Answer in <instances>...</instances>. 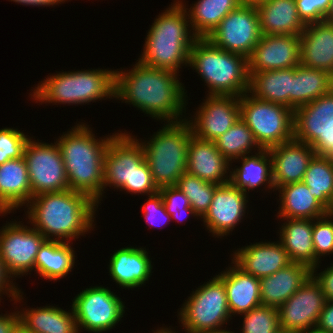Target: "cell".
<instances>
[{
    "label": "cell",
    "mask_w": 333,
    "mask_h": 333,
    "mask_svg": "<svg viewBox=\"0 0 333 333\" xmlns=\"http://www.w3.org/2000/svg\"><path fill=\"white\" fill-rule=\"evenodd\" d=\"M137 61L129 70H116L115 100L133 105L164 123L186 120L188 96L179 81L181 75Z\"/></svg>",
    "instance_id": "1"
},
{
    "label": "cell",
    "mask_w": 333,
    "mask_h": 333,
    "mask_svg": "<svg viewBox=\"0 0 333 333\" xmlns=\"http://www.w3.org/2000/svg\"><path fill=\"white\" fill-rule=\"evenodd\" d=\"M97 208L89 195L68 189L33 196L25 206V215L27 224L47 240L72 243L95 228Z\"/></svg>",
    "instance_id": "2"
},
{
    "label": "cell",
    "mask_w": 333,
    "mask_h": 333,
    "mask_svg": "<svg viewBox=\"0 0 333 333\" xmlns=\"http://www.w3.org/2000/svg\"><path fill=\"white\" fill-rule=\"evenodd\" d=\"M116 134L114 132L97 138L89 125L79 122L56 139L62 153L69 189L89 195L98 205L104 197L106 149Z\"/></svg>",
    "instance_id": "3"
},
{
    "label": "cell",
    "mask_w": 333,
    "mask_h": 333,
    "mask_svg": "<svg viewBox=\"0 0 333 333\" xmlns=\"http://www.w3.org/2000/svg\"><path fill=\"white\" fill-rule=\"evenodd\" d=\"M146 36L138 58L141 63L176 74L183 66H189L190 50L198 37L179 0L157 15Z\"/></svg>",
    "instance_id": "4"
},
{
    "label": "cell",
    "mask_w": 333,
    "mask_h": 333,
    "mask_svg": "<svg viewBox=\"0 0 333 333\" xmlns=\"http://www.w3.org/2000/svg\"><path fill=\"white\" fill-rule=\"evenodd\" d=\"M116 70L88 69L62 71L47 76L34 86L32 101L42 104L84 105L100 100L114 99Z\"/></svg>",
    "instance_id": "5"
},
{
    "label": "cell",
    "mask_w": 333,
    "mask_h": 333,
    "mask_svg": "<svg viewBox=\"0 0 333 333\" xmlns=\"http://www.w3.org/2000/svg\"><path fill=\"white\" fill-rule=\"evenodd\" d=\"M199 74L209 89L207 95L240 97L248 92L247 58L228 52L198 38L190 50L189 66Z\"/></svg>",
    "instance_id": "6"
},
{
    "label": "cell",
    "mask_w": 333,
    "mask_h": 333,
    "mask_svg": "<svg viewBox=\"0 0 333 333\" xmlns=\"http://www.w3.org/2000/svg\"><path fill=\"white\" fill-rule=\"evenodd\" d=\"M123 132H117L106 149L103 195L108 186L134 195L148 196L158 192L137 136L126 130Z\"/></svg>",
    "instance_id": "7"
},
{
    "label": "cell",
    "mask_w": 333,
    "mask_h": 333,
    "mask_svg": "<svg viewBox=\"0 0 333 333\" xmlns=\"http://www.w3.org/2000/svg\"><path fill=\"white\" fill-rule=\"evenodd\" d=\"M193 136L190 124L184 120L164 123L149 140L137 139L143 147L145 159L158 189L177 186L187 170L188 145Z\"/></svg>",
    "instance_id": "8"
},
{
    "label": "cell",
    "mask_w": 333,
    "mask_h": 333,
    "mask_svg": "<svg viewBox=\"0 0 333 333\" xmlns=\"http://www.w3.org/2000/svg\"><path fill=\"white\" fill-rule=\"evenodd\" d=\"M178 320L185 333H209L226 330L232 319L223 280L216 274L198 286L178 309Z\"/></svg>",
    "instance_id": "9"
},
{
    "label": "cell",
    "mask_w": 333,
    "mask_h": 333,
    "mask_svg": "<svg viewBox=\"0 0 333 333\" xmlns=\"http://www.w3.org/2000/svg\"><path fill=\"white\" fill-rule=\"evenodd\" d=\"M240 118L253 132L262 149L294 138V111L284 105L262 101L248 92L239 97Z\"/></svg>",
    "instance_id": "10"
},
{
    "label": "cell",
    "mask_w": 333,
    "mask_h": 333,
    "mask_svg": "<svg viewBox=\"0 0 333 333\" xmlns=\"http://www.w3.org/2000/svg\"><path fill=\"white\" fill-rule=\"evenodd\" d=\"M72 308L79 333H103L115 328L125 314V304L109 287L89 286L73 300Z\"/></svg>",
    "instance_id": "11"
},
{
    "label": "cell",
    "mask_w": 333,
    "mask_h": 333,
    "mask_svg": "<svg viewBox=\"0 0 333 333\" xmlns=\"http://www.w3.org/2000/svg\"><path fill=\"white\" fill-rule=\"evenodd\" d=\"M29 174L32 197L69 189L61 150L57 144L37 142L30 137L23 155Z\"/></svg>",
    "instance_id": "12"
},
{
    "label": "cell",
    "mask_w": 333,
    "mask_h": 333,
    "mask_svg": "<svg viewBox=\"0 0 333 333\" xmlns=\"http://www.w3.org/2000/svg\"><path fill=\"white\" fill-rule=\"evenodd\" d=\"M7 222L0 227V258L15 280L34 271L37 253L47 239L22 221Z\"/></svg>",
    "instance_id": "13"
},
{
    "label": "cell",
    "mask_w": 333,
    "mask_h": 333,
    "mask_svg": "<svg viewBox=\"0 0 333 333\" xmlns=\"http://www.w3.org/2000/svg\"><path fill=\"white\" fill-rule=\"evenodd\" d=\"M261 36L257 7L243 3L230 11L207 39L220 49L248 58Z\"/></svg>",
    "instance_id": "14"
},
{
    "label": "cell",
    "mask_w": 333,
    "mask_h": 333,
    "mask_svg": "<svg viewBox=\"0 0 333 333\" xmlns=\"http://www.w3.org/2000/svg\"><path fill=\"white\" fill-rule=\"evenodd\" d=\"M326 298L318 281L311 274L301 287L278 307L283 333H298L317 326Z\"/></svg>",
    "instance_id": "15"
},
{
    "label": "cell",
    "mask_w": 333,
    "mask_h": 333,
    "mask_svg": "<svg viewBox=\"0 0 333 333\" xmlns=\"http://www.w3.org/2000/svg\"><path fill=\"white\" fill-rule=\"evenodd\" d=\"M206 96L196 113L187 117L186 121L190 124L195 137L214 141L240 118L239 97Z\"/></svg>",
    "instance_id": "16"
},
{
    "label": "cell",
    "mask_w": 333,
    "mask_h": 333,
    "mask_svg": "<svg viewBox=\"0 0 333 333\" xmlns=\"http://www.w3.org/2000/svg\"><path fill=\"white\" fill-rule=\"evenodd\" d=\"M249 195L243 190L234 187L230 182L219 185L215 189L213 200L208 211L201 218L203 226L212 237H226L234 228L244 220L245 213L248 215L247 203Z\"/></svg>",
    "instance_id": "17"
},
{
    "label": "cell",
    "mask_w": 333,
    "mask_h": 333,
    "mask_svg": "<svg viewBox=\"0 0 333 333\" xmlns=\"http://www.w3.org/2000/svg\"><path fill=\"white\" fill-rule=\"evenodd\" d=\"M247 62L248 72L296 67L300 64V36L262 34Z\"/></svg>",
    "instance_id": "18"
},
{
    "label": "cell",
    "mask_w": 333,
    "mask_h": 333,
    "mask_svg": "<svg viewBox=\"0 0 333 333\" xmlns=\"http://www.w3.org/2000/svg\"><path fill=\"white\" fill-rule=\"evenodd\" d=\"M272 159V181L275 189L303 181L310 161L316 155L304 142L292 139L268 149Z\"/></svg>",
    "instance_id": "19"
},
{
    "label": "cell",
    "mask_w": 333,
    "mask_h": 333,
    "mask_svg": "<svg viewBox=\"0 0 333 333\" xmlns=\"http://www.w3.org/2000/svg\"><path fill=\"white\" fill-rule=\"evenodd\" d=\"M232 252L231 260L245 273L256 278L270 276L292 263L279 240L250 243Z\"/></svg>",
    "instance_id": "20"
},
{
    "label": "cell",
    "mask_w": 333,
    "mask_h": 333,
    "mask_svg": "<svg viewBox=\"0 0 333 333\" xmlns=\"http://www.w3.org/2000/svg\"><path fill=\"white\" fill-rule=\"evenodd\" d=\"M108 263L107 269L113 282L125 290L145 286L153 273L152 261L145 247L127 246L118 249Z\"/></svg>",
    "instance_id": "21"
},
{
    "label": "cell",
    "mask_w": 333,
    "mask_h": 333,
    "mask_svg": "<svg viewBox=\"0 0 333 333\" xmlns=\"http://www.w3.org/2000/svg\"><path fill=\"white\" fill-rule=\"evenodd\" d=\"M294 139L310 146L333 130V89L294 110Z\"/></svg>",
    "instance_id": "22"
},
{
    "label": "cell",
    "mask_w": 333,
    "mask_h": 333,
    "mask_svg": "<svg viewBox=\"0 0 333 333\" xmlns=\"http://www.w3.org/2000/svg\"><path fill=\"white\" fill-rule=\"evenodd\" d=\"M230 162L219 152L214 141L194 135L188 145L187 172L201 180L224 185L230 182Z\"/></svg>",
    "instance_id": "23"
},
{
    "label": "cell",
    "mask_w": 333,
    "mask_h": 333,
    "mask_svg": "<svg viewBox=\"0 0 333 333\" xmlns=\"http://www.w3.org/2000/svg\"><path fill=\"white\" fill-rule=\"evenodd\" d=\"M300 64L333 75V23L306 24L300 35Z\"/></svg>",
    "instance_id": "24"
},
{
    "label": "cell",
    "mask_w": 333,
    "mask_h": 333,
    "mask_svg": "<svg viewBox=\"0 0 333 333\" xmlns=\"http://www.w3.org/2000/svg\"><path fill=\"white\" fill-rule=\"evenodd\" d=\"M32 198L29 174L24 157L0 164V216L20 210Z\"/></svg>",
    "instance_id": "25"
},
{
    "label": "cell",
    "mask_w": 333,
    "mask_h": 333,
    "mask_svg": "<svg viewBox=\"0 0 333 333\" xmlns=\"http://www.w3.org/2000/svg\"><path fill=\"white\" fill-rule=\"evenodd\" d=\"M218 276L223 280L231 316L249 312L262 304L259 278L245 273L233 261Z\"/></svg>",
    "instance_id": "26"
},
{
    "label": "cell",
    "mask_w": 333,
    "mask_h": 333,
    "mask_svg": "<svg viewBox=\"0 0 333 333\" xmlns=\"http://www.w3.org/2000/svg\"><path fill=\"white\" fill-rule=\"evenodd\" d=\"M255 6L263 35L302 34L305 24L298 16L295 0H262Z\"/></svg>",
    "instance_id": "27"
},
{
    "label": "cell",
    "mask_w": 333,
    "mask_h": 333,
    "mask_svg": "<svg viewBox=\"0 0 333 333\" xmlns=\"http://www.w3.org/2000/svg\"><path fill=\"white\" fill-rule=\"evenodd\" d=\"M311 274L307 265L292 262L270 276L259 278L262 305L280 307Z\"/></svg>",
    "instance_id": "28"
},
{
    "label": "cell",
    "mask_w": 333,
    "mask_h": 333,
    "mask_svg": "<svg viewBox=\"0 0 333 333\" xmlns=\"http://www.w3.org/2000/svg\"><path fill=\"white\" fill-rule=\"evenodd\" d=\"M254 154H248L233 161L241 164L230 168L232 169L229 174L230 183L247 195L250 190H258L264 185L263 189L268 188L269 192L271 190L276 192L272 181V159L268 149H261Z\"/></svg>",
    "instance_id": "29"
},
{
    "label": "cell",
    "mask_w": 333,
    "mask_h": 333,
    "mask_svg": "<svg viewBox=\"0 0 333 333\" xmlns=\"http://www.w3.org/2000/svg\"><path fill=\"white\" fill-rule=\"evenodd\" d=\"M276 191L280 201L277 218L314 220L329 213L302 181L283 185Z\"/></svg>",
    "instance_id": "30"
},
{
    "label": "cell",
    "mask_w": 333,
    "mask_h": 333,
    "mask_svg": "<svg viewBox=\"0 0 333 333\" xmlns=\"http://www.w3.org/2000/svg\"><path fill=\"white\" fill-rule=\"evenodd\" d=\"M248 93L262 101L292 109V76L294 67L262 72H248Z\"/></svg>",
    "instance_id": "31"
},
{
    "label": "cell",
    "mask_w": 333,
    "mask_h": 333,
    "mask_svg": "<svg viewBox=\"0 0 333 333\" xmlns=\"http://www.w3.org/2000/svg\"><path fill=\"white\" fill-rule=\"evenodd\" d=\"M284 221L279 228V241L290 260L315 267V251L312 241V220L280 218ZM286 220V221H285Z\"/></svg>",
    "instance_id": "32"
},
{
    "label": "cell",
    "mask_w": 333,
    "mask_h": 333,
    "mask_svg": "<svg viewBox=\"0 0 333 333\" xmlns=\"http://www.w3.org/2000/svg\"><path fill=\"white\" fill-rule=\"evenodd\" d=\"M64 310L57 306L21 308L20 322L32 333H79L72 306Z\"/></svg>",
    "instance_id": "33"
},
{
    "label": "cell",
    "mask_w": 333,
    "mask_h": 333,
    "mask_svg": "<svg viewBox=\"0 0 333 333\" xmlns=\"http://www.w3.org/2000/svg\"><path fill=\"white\" fill-rule=\"evenodd\" d=\"M70 242L46 240L39 249L34 272L44 280L56 281L68 276L74 268L75 251Z\"/></svg>",
    "instance_id": "34"
},
{
    "label": "cell",
    "mask_w": 333,
    "mask_h": 333,
    "mask_svg": "<svg viewBox=\"0 0 333 333\" xmlns=\"http://www.w3.org/2000/svg\"><path fill=\"white\" fill-rule=\"evenodd\" d=\"M179 2L185 7L191 28L198 38H207L230 11L243 4L241 0H197L188 8L185 1Z\"/></svg>",
    "instance_id": "35"
},
{
    "label": "cell",
    "mask_w": 333,
    "mask_h": 333,
    "mask_svg": "<svg viewBox=\"0 0 333 333\" xmlns=\"http://www.w3.org/2000/svg\"><path fill=\"white\" fill-rule=\"evenodd\" d=\"M333 89V75L299 64L292 76V110L306 105Z\"/></svg>",
    "instance_id": "36"
},
{
    "label": "cell",
    "mask_w": 333,
    "mask_h": 333,
    "mask_svg": "<svg viewBox=\"0 0 333 333\" xmlns=\"http://www.w3.org/2000/svg\"><path fill=\"white\" fill-rule=\"evenodd\" d=\"M214 143L219 152L230 162V167L235 159L262 149L256 142L253 132L241 118L214 140Z\"/></svg>",
    "instance_id": "37"
},
{
    "label": "cell",
    "mask_w": 333,
    "mask_h": 333,
    "mask_svg": "<svg viewBox=\"0 0 333 333\" xmlns=\"http://www.w3.org/2000/svg\"><path fill=\"white\" fill-rule=\"evenodd\" d=\"M316 200L331 213L333 199V158L314 156L304 174L303 181Z\"/></svg>",
    "instance_id": "38"
},
{
    "label": "cell",
    "mask_w": 333,
    "mask_h": 333,
    "mask_svg": "<svg viewBox=\"0 0 333 333\" xmlns=\"http://www.w3.org/2000/svg\"><path fill=\"white\" fill-rule=\"evenodd\" d=\"M219 185L201 180L187 171L179 178L177 187L189 199L193 210L202 218L213 200L215 189Z\"/></svg>",
    "instance_id": "39"
},
{
    "label": "cell",
    "mask_w": 333,
    "mask_h": 333,
    "mask_svg": "<svg viewBox=\"0 0 333 333\" xmlns=\"http://www.w3.org/2000/svg\"><path fill=\"white\" fill-rule=\"evenodd\" d=\"M240 316L243 317L240 333H282L276 307L261 304Z\"/></svg>",
    "instance_id": "40"
},
{
    "label": "cell",
    "mask_w": 333,
    "mask_h": 333,
    "mask_svg": "<svg viewBox=\"0 0 333 333\" xmlns=\"http://www.w3.org/2000/svg\"><path fill=\"white\" fill-rule=\"evenodd\" d=\"M312 241L315 251V267L319 269L322 257L333 254V216L327 215L312 220Z\"/></svg>",
    "instance_id": "41"
},
{
    "label": "cell",
    "mask_w": 333,
    "mask_h": 333,
    "mask_svg": "<svg viewBox=\"0 0 333 333\" xmlns=\"http://www.w3.org/2000/svg\"><path fill=\"white\" fill-rule=\"evenodd\" d=\"M159 192L171 220L183 222V217L186 219L190 216H196L195 218L199 219V215L191 207L189 199L177 186L162 187Z\"/></svg>",
    "instance_id": "42"
},
{
    "label": "cell",
    "mask_w": 333,
    "mask_h": 333,
    "mask_svg": "<svg viewBox=\"0 0 333 333\" xmlns=\"http://www.w3.org/2000/svg\"><path fill=\"white\" fill-rule=\"evenodd\" d=\"M25 134L14 127L0 129V164L23 157L26 143L30 139L29 135Z\"/></svg>",
    "instance_id": "43"
},
{
    "label": "cell",
    "mask_w": 333,
    "mask_h": 333,
    "mask_svg": "<svg viewBox=\"0 0 333 333\" xmlns=\"http://www.w3.org/2000/svg\"><path fill=\"white\" fill-rule=\"evenodd\" d=\"M144 218L149 227H162L168 222H171V216L166 211L165 204L161 193L158 191L154 194L148 195L146 202L141 206ZM162 226V227H161Z\"/></svg>",
    "instance_id": "44"
},
{
    "label": "cell",
    "mask_w": 333,
    "mask_h": 333,
    "mask_svg": "<svg viewBox=\"0 0 333 333\" xmlns=\"http://www.w3.org/2000/svg\"><path fill=\"white\" fill-rule=\"evenodd\" d=\"M295 2L298 16L305 25L325 21L330 0H295Z\"/></svg>",
    "instance_id": "45"
},
{
    "label": "cell",
    "mask_w": 333,
    "mask_h": 333,
    "mask_svg": "<svg viewBox=\"0 0 333 333\" xmlns=\"http://www.w3.org/2000/svg\"><path fill=\"white\" fill-rule=\"evenodd\" d=\"M13 281V278L7 273L4 263L0 258V303L3 297L2 295H7L9 298L11 297L10 300L14 301L15 304L18 302L21 303L23 300L22 289H19L18 284L16 285V282Z\"/></svg>",
    "instance_id": "46"
},
{
    "label": "cell",
    "mask_w": 333,
    "mask_h": 333,
    "mask_svg": "<svg viewBox=\"0 0 333 333\" xmlns=\"http://www.w3.org/2000/svg\"><path fill=\"white\" fill-rule=\"evenodd\" d=\"M321 272L317 269H312L313 277L320 284L326 301H333V262Z\"/></svg>",
    "instance_id": "47"
},
{
    "label": "cell",
    "mask_w": 333,
    "mask_h": 333,
    "mask_svg": "<svg viewBox=\"0 0 333 333\" xmlns=\"http://www.w3.org/2000/svg\"><path fill=\"white\" fill-rule=\"evenodd\" d=\"M311 147L314 149L316 156L333 158V130L323 135V137H319Z\"/></svg>",
    "instance_id": "48"
},
{
    "label": "cell",
    "mask_w": 333,
    "mask_h": 333,
    "mask_svg": "<svg viewBox=\"0 0 333 333\" xmlns=\"http://www.w3.org/2000/svg\"><path fill=\"white\" fill-rule=\"evenodd\" d=\"M317 327L328 333H333V301H326L320 314Z\"/></svg>",
    "instance_id": "49"
},
{
    "label": "cell",
    "mask_w": 333,
    "mask_h": 333,
    "mask_svg": "<svg viewBox=\"0 0 333 333\" xmlns=\"http://www.w3.org/2000/svg\"><path fill=\"white\" fill-rule=\"evenodd\" d=\"M20 322V316L17 311L0 314V333H11L15 326Z\"/></svg>",
    "instance_id": "50"
},
{
    "label": "cell",
    "mask_w": 333,
    "mask_h": 333,
    "mask_svg": "<svg viewBox=\"0 0 333 333\" xmlns=\"http://www.w3.org/2000/svg\"><path fill=\"white\" fill-rule=\"evenodd\" d=\"M11 2H15L17 4H21V5H26V6H37V7H49V6H54L64 3L68 0H10ZM70 1V0H69Z\"/></svg>",
    "instance_id": "51"
},
{
    "label": "cell",
    "mask_w": 333,
    "mask_h": 333,
    "mask_svg": "<svg viewBox=\"0 0 333 333\" xmlns=\"http://www.w3.org/2000/svg\"><path fill=\"white\" fill-rule=\"evenodd\" d=\"M11 333H32L21 322H19Z\"/></svg>",
    "instance_id": "52"
},
{
    "label": "cell",
    "mask_w": 333,
    "mask_h": 333,
    "mask_svg": "<svg viewBox=\"0 0 333 333\" xmlns=\"http://www.w3.org/2000/svg\"><path fill=\"white\" fill-rule=\"evenodd\" d=\"M325 21L333 23V0H330V6Z\"/></svg>",
    "instance_id": "53"
},
{
    "label": "cell",
    "mask_w": 333,
    "mask_h": 333,
    "mask_svg": "<svg viewBox=\"0 0 333 333\" xmlns=\"http://www.w3.org/2000/svg\"><path fill=\"white\" fill-rule=\"evenodd\" d=\"M298 333H328L327 331L319 329L317 326L309 328L307 330L300 331Z\"/></svg>",
    "instance_id": "54"
},
{
    "label": "cell",
    "mask_w": 333,
    "mask_h": 333,
    "mask_svg": "<svg viewBox=\"0 0 333 333\" xmlns=\"http://www.w3.org/2000/svg\"><path fill=\"white\" fill-rule=\"evenodd\" d=\"M172 326L170 328V326L167 328L165 327H160V328H157V330L155 331V333H177L176 330H172Z\"/></svg>",
    "instance_id": "55"
},
{
    "label": "cell",
    "mask_w": 333,
    "mask_h": 333,
    "mask_svg": "<svg viewBox=\"0 0 333 333\" xmlns=\"http://www.w3.org/2000/svg\"><path fill=\"white\" fill-rule=\"evenodd\" d=\"M243 3H248V4H256L257 2H260L262 0H241Z\"/></svg>",
    "instance_id": "56"
},
{
    "label": "cell",
    "mask_w": 333,
    "mask_h": 333,
    "mask_svg": "<svg viewBox=\"0 0 333 333\" xmlns=\"http://www.w3.org/2000/svg\"><path fill=\"white\" fill-rule=\"evenodd\" d=\"M209 333H237V332H234V331H231V330H223V331H218V332H209Z\"/></svg>",
    "instance_id": "57"
},
{
    "label": "cell",
    "mask_w": 333,
    "mask_h": 333,
    "mask_svg": "<svg viewBox=\"0 0 333 333\" xmlns=\"http://www.w3.org/2000/svg\"><path fill=\"white\" fill-rule=\"evenodd\" d=\"M331 213H333V199L331 200Z\"/></svg>",
    "instance_id": "58"
}]
</instances>
